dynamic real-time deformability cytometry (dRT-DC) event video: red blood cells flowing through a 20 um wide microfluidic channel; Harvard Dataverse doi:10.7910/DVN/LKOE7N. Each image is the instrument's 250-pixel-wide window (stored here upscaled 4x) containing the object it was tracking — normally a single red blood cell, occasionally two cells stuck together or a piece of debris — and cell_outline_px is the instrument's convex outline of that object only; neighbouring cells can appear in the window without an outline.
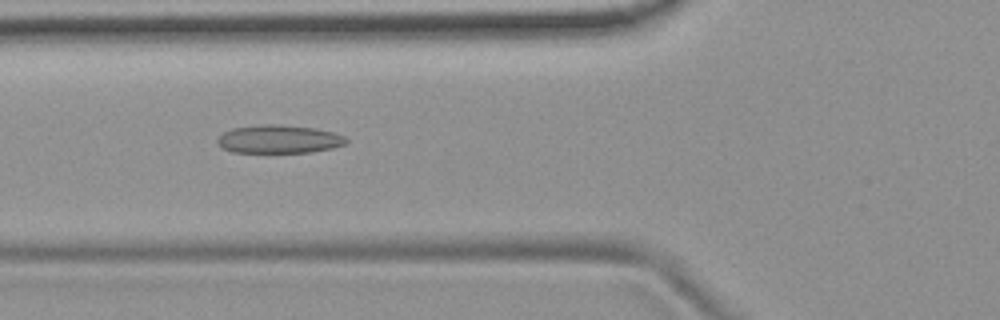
{"species": "common noctule bat (a hibernating species)", "species_latin": "Nyctalus noctula", "temperature_condition": "room temperature", "stored_images_in_passage": 54, "camera_frame_rate_fps": 3000, "um_per_image_px": 0.085, "animal": {"sex": "female", "body_mass_g": 19.9}, "frame": {"image": 1, "passage_image": 20, "time_ms": 6.333, "image_size_px": [1000, 320], "cell_outline_px": [[348, 144], [332, 148], [312, 152], [232, 152], [224, 148], [216, 140], [224, 132], [232, 128], [260, 124], [280, 124], [316, 128], [332, 132], [344, 136], [348, 140]], "centroid_in_image_um": [23.75, 11.82], "position_along_channel_um": 102.1, "area_um2": 21.21}}
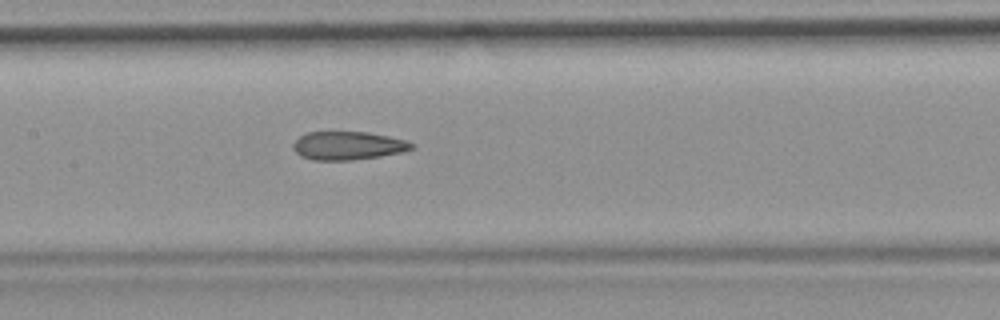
{"frame": {"image": 2, "passage_image": 26, "time_ms": 8.333, "image_size_px": [1000, 320], "cell_outline_px": [[416, 144], [412, 148], [404, 152], [380, 156], [352, 160], [312, 160], [300, 156], [292, 148], [292, 144], [300, 136], [308, 132], [368, 132], [408, 140]], "centroid_in_image_um": [29.59, 12.38], "position_along_channel_um": 177.8, "area_um2": 19.71}}
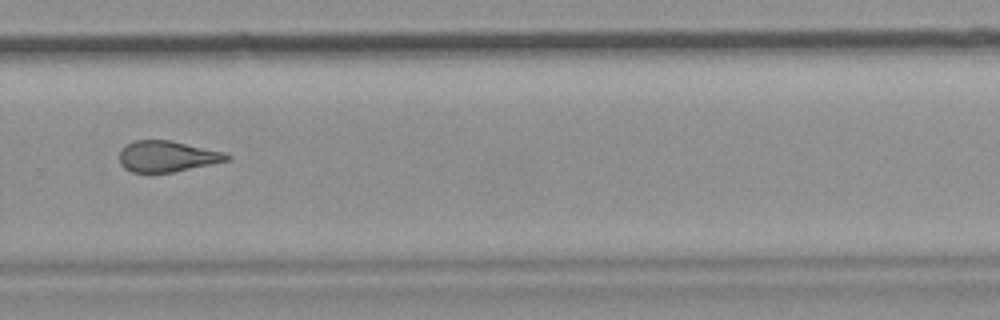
{"frame": {"image": 3, "passage_image": 37, "time_ms": 12.0, "image_size_px": [1000, 320], "cell_outline_px": [[232, 156], [228, 160], [212, 164], [172, 172], [132, 172], [124, 168], [120, 164], [120, 152], [128, 144], [136, 140], [168, 140], [228, 152]], "centroid_in_image_um": [14.26, 13.29], "position_along_channel_um": 315.5, "area_um2": 19.31}, "authors_computed_cell_mechanics": {"area_um2": 20.7791, "velocity_mm_per_s": 3.772, "shape_relaxation_time_tau1_ms": null, "shape_relaxation_time_tau2_ms": 2.869, "deformation_change_tau1": null, "deformation_change_tau2": 0.1202}}